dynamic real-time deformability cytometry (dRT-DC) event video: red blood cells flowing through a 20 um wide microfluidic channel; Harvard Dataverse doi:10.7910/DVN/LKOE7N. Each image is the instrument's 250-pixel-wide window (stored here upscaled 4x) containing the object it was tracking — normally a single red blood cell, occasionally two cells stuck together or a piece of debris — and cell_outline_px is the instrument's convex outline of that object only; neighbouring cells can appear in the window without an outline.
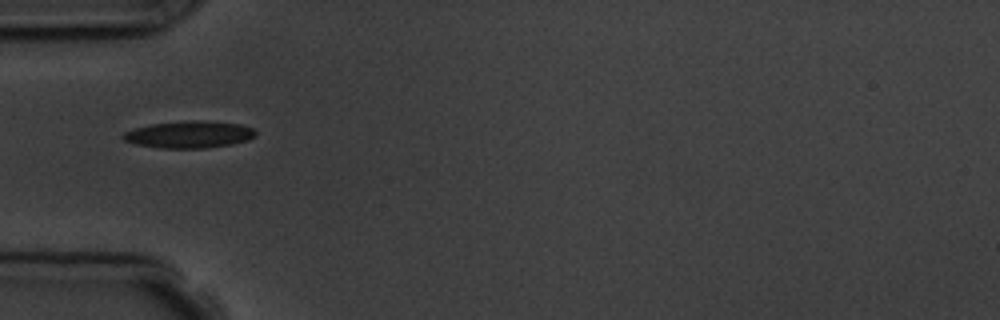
{"species": "common noctule bat (a hibernating species)", "species_latin": "Nyctalus noctula", "temperature_condition": "room temperature", "stored_images_in_passage": 11, "camera_frame_rate_fps": 3000, "um_per_image_px": 0.085, "animal": {"sex": "male", "body_mass_g": 19.5, "forearm_length_mm": 54.6}, "frame": {"image": 1, "passage_image": 5, "time_ms": 5.667, "image_size_px": [1000, 320], "cell_outline_px": [[256, 136], [248, 140], [232, 144], [204, 148], [160, 148], [136, 144], [124, 140], [120, 136], [124, 132], [148, 124], [188, 120], [200, 120], [240, 124], [252, 128], [256, 132]], "centroid_in_image_um": [16.07, 11.43], "position_along_channel_um": 68.9, "area_um2": 20.92}}
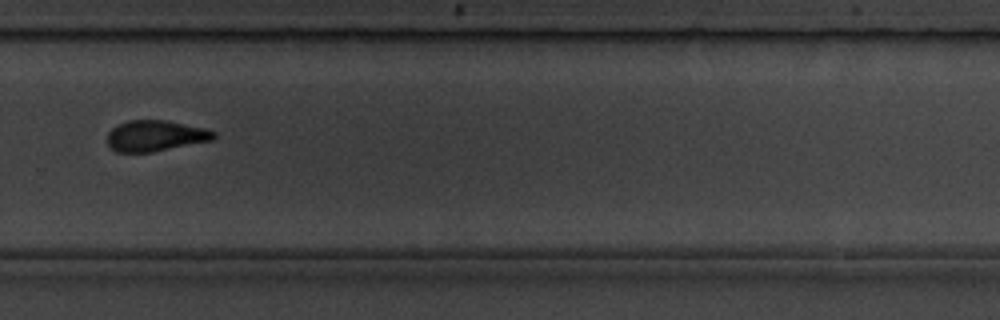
{"frame": {"image": 2, "passage_image": 11, "time_ms": 12.333, "image_size_px": [1000, 320], "cell_outline_px": [[216, 136], [212, 140], [152, 152], [116, 152], [108, 144], [108, 132], [116, 124], [128, 120], [164, 120], [204, 128], [216, 132]], "centroid_in_image_um": [13.18, 11.54], "position_along_channel_um": 316.6, "area_um2": 19.07}}